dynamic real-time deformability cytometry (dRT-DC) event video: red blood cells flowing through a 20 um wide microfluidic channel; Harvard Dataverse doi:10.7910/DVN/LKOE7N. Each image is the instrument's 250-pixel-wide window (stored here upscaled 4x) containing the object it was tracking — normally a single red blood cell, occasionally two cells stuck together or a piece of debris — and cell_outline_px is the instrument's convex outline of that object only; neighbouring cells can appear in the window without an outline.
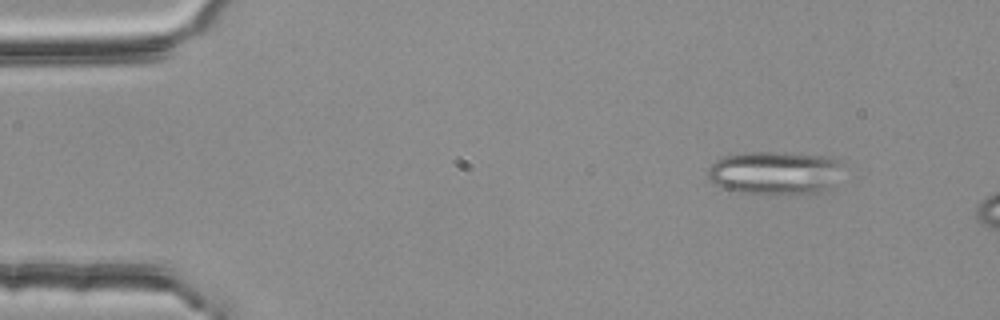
{"species": "common noctule bat (a hibernating species)", "species_latin": "Nyctalus noctula", "temperature_condition": "room temperature", "stored_images_in_passage": 55, "segment_of_instrument_passage": [1, 2], "camera_frame_rate_fps": 3000, "um_per_image_px": 0.085, "animal": {"sex": "female", "body_mass_g": 25.1}, "frame": {"image": 1, "passage_image": 6, "time_ms": 1.667, "image_size_px": [1000, 320], "cell_outline_px": [[840, 164], [828, 188], [820, 192], [776, 196], [768, 196], [736, 192], [720, 188], [712, 184], [708, 176], [708, 168], [716, 160], [724, 156], [744, 152], [776, 152], [828, 156], [840, 160]], "centroid_in_image_um": [65.74, 14.72], "position_along_channel_um": 19.3, "area_um2": 34.45}}